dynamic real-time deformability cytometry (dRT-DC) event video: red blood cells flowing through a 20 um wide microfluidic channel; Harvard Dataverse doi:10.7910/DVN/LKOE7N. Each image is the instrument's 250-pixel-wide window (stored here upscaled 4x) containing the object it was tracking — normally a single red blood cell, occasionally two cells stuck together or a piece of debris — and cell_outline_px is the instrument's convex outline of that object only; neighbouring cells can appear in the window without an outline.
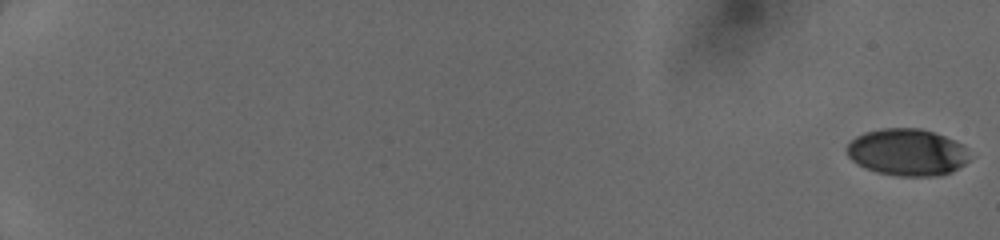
{"species": "human", "species_latin": "Homo sapiens", "temperature_condition": "cold", "stored_images_in_passage": 51, "camera_frame_rate_fps": 3000, "um_per_image_px": 0.085, "donor": {"sex": "female"}, "frame": {"image": 1, "passage_image": 1, "time_ms": 0.0, "image_size_px": [1000, 240], "cell_outline_px": [[968, 160], [964, 164], [952, 172], [940, 176], [900, 176], [876, 172], [864, 168], [856, 164], [848, 156], [848, 144], [856, 136], [864, 132], [884, 128], [920, 128], [944, 136], [960, 144], [964, 148]], "centroid_in_image_um": [77.07, 12.95], "position_along_channel_um": 7.9, "area_um2": 33.29}}
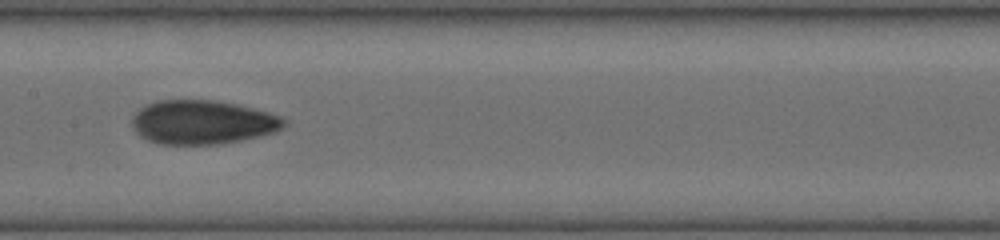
{"frame": {"image": 2, "passage_image": 30, "time_ms": 9.667, "image_size_px": [1000, 240], "cell_outline_px": [[288, 124], [284, 128], [276, 132], [260, 136], [220, 144], [156, 144], [140, 136], [132, 128], [132, 116], [140, 108], [156, 100], [216, 100], [240, 104], [268, 112], [280, 116], [288, 120]], "centroid_in_image_um": [17.24, 10.38], "position_along_channel_um": 190.2, "area_um2": 39.42}}
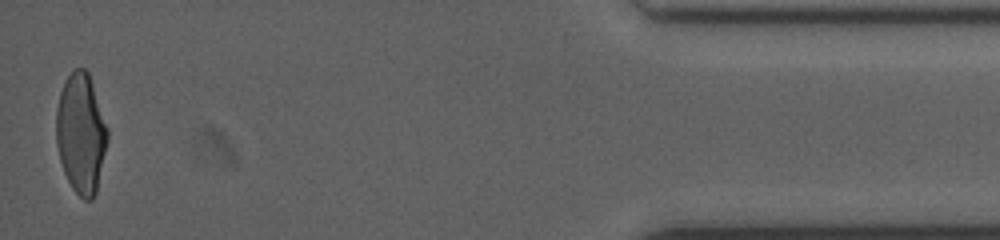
{"frame": {"image": 3, "passage_image": 51, "time_ms": 16.667, "image_size_px": [1000, 240], "cell_outline_px": [[108, 140], [96, 192], [92, 200], [84, 200], [72, 188], [64, 172], [60, 160], [56, 144], [56, 108], [60, 92], [68, 76], [76, 68], [84, 68], [88, 72], [108, 128]], "centroid_in_image_um": [6.88, 11.36], "position_along_channel_um": 428.3, "area_um2": 35.72}}